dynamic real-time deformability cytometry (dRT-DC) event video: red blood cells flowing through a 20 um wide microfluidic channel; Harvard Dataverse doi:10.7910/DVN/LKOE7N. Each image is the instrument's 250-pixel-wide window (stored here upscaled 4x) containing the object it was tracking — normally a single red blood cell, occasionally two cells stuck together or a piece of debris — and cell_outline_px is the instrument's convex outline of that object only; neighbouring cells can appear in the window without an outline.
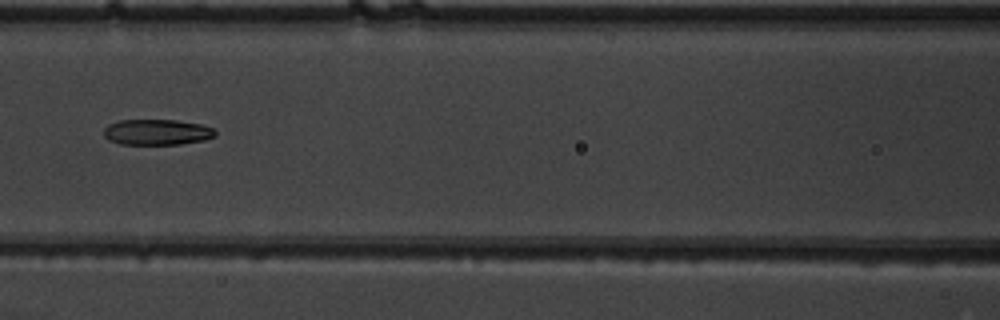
{"species": "common noctule bat (a hibernating species)", "species_latin": "Nyctalus noctula", "temperature_condition": "warm", "stored_images_in_passage": 9, "camera_frame_rate_fps": 3000, "um_per_image_px": 0.085, "animal": {"sex": "male", "body_mass_g": 19.5, "forearm_length_mm": 54.6}, "frame": {"image": 1, "passage_image": 8, "time_ms": 2.333, "image_size_px": [1000, 320], "cell_outline_px": [[216, 136], [204, 140], [180, 144], [120, 144], [108, 140], [104, 136], [104, 128], [108, 124], [120, 120], [176, 120], [200, 124], [212, 128], [216, 132]], "centroid_in_image_um": [13.32, 11.23], "position_along_channel_um": 153.3, "area_um2": 16.7}}
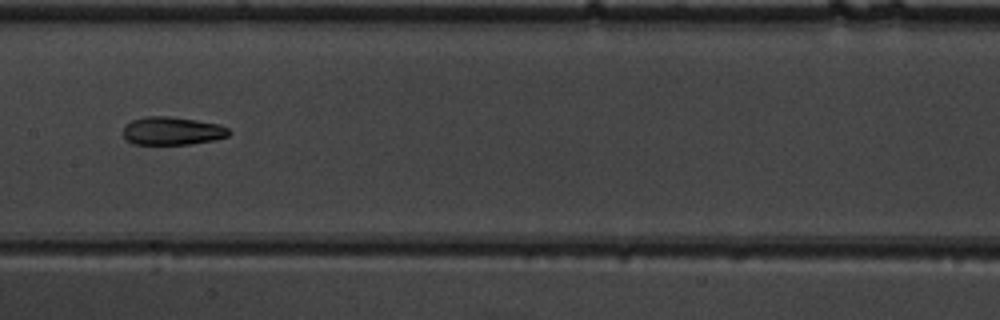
{"frame": {"image": 2, "passage_image": 9, "time_ms": 2.667, "image_size_px": [1000, 320], "cell_outline_px": [[232, 132], [228, 136], [216, 140], [188, 144], [132, 144], [124, 136], [124, 124], [132, 120], [144, 116], [168, 116], [196, 120], [220, 124], [228, 128]], "centroid_in_image_um": [14.66, 11.12], "position_along_channel_um": 192.7, "area_um2": 17.46}}